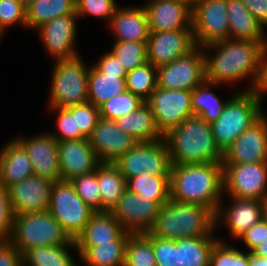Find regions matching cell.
<instances>
[{"label":"cell","instance_id":"cell-3","mask_svg":"<svg viewBox=\"0 0 267 266\" xmlns=\"http://www.w3.org/2000/svg\"><path fill=\"white\" fill-rule=\"evenodd\" d=\"M166 142L172 165L222 163L223 152L217 146L211 124L192 116L169 131Z\"/></svg>","mask_w":267,"mask_h":266},{"label":"cell","instance_id":"cell-24","mask_svg":"<svg viewBox=\"0 0 267 266\" xmlns=\"http://www.w3.org/2000/svg\"><path fill=\"white\" fill-rule=\"evenodd\" d=\"M108 28L114 35V41L147 42L150 32L145 7L119 5L108 23Z\"/></svg>","mask_w":267,"mask_h":266},{"label":"cell","instance_id":"cell-39","mask_svg":"<svg viewBox=\"0 0 267 266\" xmlns=\"http://www.w3.org/2000/svg\"><path fill=\"white\" fill-rule=\"evenodd\" d=\"M144 102L139 96L126 90L99 106L100 118L115 121L134 112Z\"/></svg>","mask_w":267,"mask_h":266},{"label":"cell","instance_id":"cell-41","mask_svg":"<svg viewBox=\"0 0 267 266\" xmlns=\"http://www.w3.org/2000/svg\"><path fill=\"white\" fill-rule=\"evenodd\" d=\"M250 256L251 252L240 251L218 238L210 254L209 266H249Z\"/></svg>","mask_w":267,"mask_h":266},{"label":"cell","instance_id":"cell-30","mask_svg":"<svg viewBox=\"0 0 267 266\" xmlns=\"http://www.w3.org/2000/svg\"><path fill=\"white\" fill-rule=\"evenodd\" d=\"M219 87V84L204 80L200 85L191 91V108L193 116L202 118L208 124L215 122L222 114L227 102L235 95L222 101L214 93L213 87Z\"/></svg>","mask_w":267,"mask_h":266},{"label":"cell","instance_id":"cell-5","mask_svg":"<svg viewBox=\"0 0 267 266\" xmlns=\"http://www.w3.org/2000/svg\"><path fill=\"white\" fill-rule=\"evenodd\" d=\"M264 103L254 91L236 92L227 102L222 114L211 124L215 142L222 152L265 114Z\"/></svg>","mask_w":267,"mask_h":266},{"label":"cell","instance_id":"cell-28","mask_svg":"<svg viewBox=\"0 0 267 266\" xmlns=\"http://www.w3.org/2000/svg\"><path fill=\"white\" fill-rule=\"evenodd\" d=\"M124 231L110 212H95L74 241L76 246H97L116 240Z\"/></svg>","mask_w":267,"mask_h":266},{"label":"cell","instance_id":"cell-17","mask_svg":"<svg viewBox=\"0 0 267 266\" xmlns=\"http://www.w3.org/2000/svg\"><path fill=\"white\" fill-rule=\"evenodd\" d=\"M267 162V116L245 130L223 152L222 164Z\"/></svg>","mask_w":267,"mask_h":266},{"label":"cell","instance_id":"cell-34","mask_svg":"<svg viewBox=\"0 0 267 266\" xmlns=\"http://www.w3.org/2000/svg\"><path fill=\"white\" fill-rule=\"evenodd\" d=\"M75 12V0H34L26 6V26L36 30L56 17Z\"/></svg>","mask_w":267,"mask_h":266},{"label":"cell","instance_id":"cell-45","mask_svg":"<svg viewBox=\"0 0 267 266\" xmlns=\"http://www.w3.org/2000/svg\"><path fill=\"white\" fill-rule=\"evenodd\" d=\"M66 108L75 116L76 131H80L88 138L100 119L99 107L86 102Z\"/></svg>","mask_w":267,"mask_h":266},{"label":"cell","instance_id":"cell-22","mask_svg":"<svg viewBox=\"0 0 267 266\" xmlns=\"http://www.w3.org/2000/svg\"><path fill=\"white\" fill-rule=\"evenodd\" d=\"M88 140L99 160L111 163L138 143L134 137L120 129L115 121L103 118L99 119Z\"/></svg>","mask_w":267,"mask_h":266},{"label":"cell","instance_id":"cell-27","mask_svg":"<svg viewBox=\"0 0 267 266\" xmlns=\"http://www.w3.org/2000/svg\"><path fill=\"white\" fill-rule=\"evenodd\" d=\"M126 230L114 241L97 246H76L83 266H124L125 250L129 236ZM83 263V264H82Z\"/></svg>","mask_w":267,"mask_h":266},{"label":"cell","instance_id":"cell-8","mask_svg":"<svg viewBox=\"0 0 267 266\" xmlns=\"http://www.w3.org/2000/svg\"><path fill=\"white\" fill-rule=\"evenodd\" d=\"M114 164L127 180L142 174L170 176L171 158L164 139L154 142H138Z\"/></svg>","mask_w":267,"mask_h":266},{"label":"cell","instance_id":"cell-49","mask_svg":"<svg viewBox=\"0 0 267 266\" xmlns=\"http://www.w3.org/2000/svg\"><path fill=\"white\" fill-rule=\"evenodd\" d=\"M237 240L242 241L247 251L251 252L255 247L267 240V223L261 219L249 230L242 234Z\"/></svg>","mask_w":267,"mask_h":266},{"label":"cell","instance_id":"cell-16","mask_svg":"<svg viewBox=\"0 0 267 266\" xmlns=\"http://www.w3.org/2000/svg\"><path fill=\"white\" fill-rule=\"evenodd\" d=\"M195 47L192 29L150 32L147 40V60L158 67L188 54Z\"/></svg>","mask_w":267,"mask_h":266},{"label":"cell","instance_id":"cell-40","mask_svg":"<svg viewBox=\"0 0 267 266\" xmlns=\"http://www.w3.org/2000/svg\"><path fill=\"white\" fill-rule=\"evenodd\" d=\"M127 72L148 62L147 42L114 41L110 50Z\"/></svg>","mask_w":267,"mask_h":266},{"label":"cell","instance_id":"cell-12","mask_svg":"<svg viewBox=\"0 0 267 266\" xmlns=\"http://www.w3.org/2000/svg\"><path fill=\"white\" fill-rule=\"evenodd\" d=\"M153 112L158 131L164 137L169 131L193 116L191 91L157 87L145 101Z\"/></svg>","mask_w":267,"mask_h":266},{"label":"cell","instance_id":"cell-21","mask_svg":"<svg viewBox=\"0 0 267 266\" xmlns=\"http://www.w3.org/2000/svg\"><path fill=\"white\" fill-rule=\"evenodd\" d=\"M230 202L222 200L215 214L216 230L225 226L234 240L249 230L262 219L261 201L256 199H239L230 197Z\"/></svg>","mask_w":267,"mask_h":266},{"label":"cell","instance_id":"cell-59","mask_svg":"<svg viewBox=\"0 0 267 266\" xmlns=\"http://www.w3.org/2000/svg\"><path fill=\"white\" fill-rule=\"evenodd\" d=\"M21 3H23L25 6H28L31 2H33L34 0H17Z\"/></svg>","mask_w":267,"mask_h":266},{"label":"cell","instance_id":"cell-23","mask_svg":"<svg viewBox=\"0 0 267 266\" xmlns=\"http://www.w3.org/2000/svg\"><path fill=\"white\" fill-rule=\"evenodd\" d=\"M149 23V32L192 29V9L173 0H147L143 4Z\"/></svg>","mask_w":267,"mask_h":266},{"label":"cell","instance_id":"cell-35","mask_svg":"<svg viewBox=\"0 0 267 266\" xmlns=\"http://www.w3.org/2000/svg\"><path fill=\"white\" fill-rule=\"evenodd\" d=\"M215 235L177 240L179 266H209L211 251L218 241Z\"/></svg>","mask_w":267,"mask_h":266},{"label":"cell","instance_id":"cell-37","mask_svg":"<svg viewBox=\"0 0 267 266\" xmlns=\"http://www.w3.org/2000/svg\"><path fill=\"white\" fill-rule=\"evenodd\" d=\"M126 90L146 101L157 88V67L150 62L127 72Z\"/></svg>","mask_w":267,"mask_h":266},{"label":"cell","instance_id":"cell-56","mask_svg":"<svg viewBox=\"0 0 267 266\" xmlns=\"http://www.w3.org/2000/svg\"><path fill=\"white\" fill-rule=\"evenodd\" d=\"M262 219L267 223V195L261 199Z\"/></svg>","mask_w":267,"mask_h":266},{"label":"cell","instance_id":"cell-14","mask_svg":"<svg viewBox=\"0 0 267 266\" xmlns=\"http://www.w3.org/2000/svg\"><path fill=\"white\" fill-rule=\"evenodd\" d=\"M79 18L76 14L56 17L49 22L44 23L36 33L45 51L48 52L53 61L72 60L80 56L76 49L77 22Z\"/></svg>","mask_w":267,"mask_h":266},{"label":"cell","instance_id":"cell-51","mask_svg":"<svg viewBox=\"0 0 267 266\" xmlns=\"http://www.w3.org/2000/svg\"><path fill=\"white\" fill-rule=\"evenodd\" d=\"M0 266H23L22 253L10 241H0Z\"/></svg>","mask_w":267,"mask_h":266},{"label":"cell","instance_id":"cell-46","mask_svg":"<svg viewBox=\"0 0 267 266\" xmlns=\"http://www.w3.org/2000/svg\"><path fill=\"white\" fill-rule=\"evenodd\" d=\"M156 266H179L177 240L171 241L151 235Z\"/></svg>","mask_w":267,"mask_h":266},{"label":"cell","instance_id":"cell-53","mask_svg":"<svg viewBox=\"0 0 267 266\" xmlns=\"http://www.w3.org/2000/svg\"><path fill=\"white\" fill-rule=\"evenodd\" d=\"M253 91L264 101L267 94V45L260 57V72Z\"/></svg>","mask_w":267,"mask_h":266},{"label":"cell","instance_id":"cell-7","mask_svg":"<svg viewBox=\"0 0 267 266\" xmlns=\"http://www.w3.org/2000/svg\"><path fill=\"white\" fill-rule=\"evenodd\" d=\"M81 57L53 62L48 106L68 107L88 102L90 66Z\"/></svg>","mask_w":267,"mask_h":266},{"label":"cell","instance_id":"cell-19","mask_svg":"<svg viewBox=\"0 0 267 266\" xmlns=\"http://www.w3.org/2000/svg\"><path fill=\"white\" fill-rule=\"evenodd\" d=\"M61 180L71 181L97 170L102 163L88 138L57 141Z\"/></svg>","mask_w":267,"mask_h":266},{"label":"cell","instance_id":"cell-43","mask_svg":"<svg viewBox=\"0 0 267 266\" xmlns=\"http://www.w3.org/2000/svg\"><path fill=\"white\" fill-rule=\"evenodd\" d=\"M48 107V110H52V113L54 112V114H58L56 119L58 130L48 131L57 141L86 138L80 131H76L75 116H73L66 107Z\"/></svg>","mask_w":267,"mask_h":266},{"label":"cell","instance_id":"cell-11","mask_svg":"<svg viewBox=\"0 0 267 266\" xmlns=\"http://www.w3.org/2000/svg\"><path fill=\"white\" fill-rule=\"evenodd\" d=\"M205 80L203 48L196 46L188 54L157 67V87L192 91Z\"/></svg>","mask_w":267,"mask_h":266},{"label":"cell","instance_id":"cell-18","mask_svg":"<svg viewBox=\"0 0 267 266\" xmlns=\"http://www.w3.org/2000/svg\"><path fill=\"white\" fill-rule=\"evenodd\" d=\"M15 138L24 146L35 176L49 178L54 182L61 180L58 144L49 132Z\"/></svg>","mask_w":267,"mask_h":266},{"label":"cell","instance_id":"cell-26","mask_svg":"<svg viewBox=\"0 0 267 266\" xmlns=\"http://www.w3.org/2000/svg\"><path fill=\"white\" fill-rule=\"evenodd\" d=\"M229 38L250 40L267 45L265 29L257 22L241 0H226Z\"/></svg>","mask_w":267,"mask_h":266},{"label":"cell","instance_id":"cell-29","mask_svg":"<svg viewBox=\"0 0 267 266\" xmlns=\"http://www.w3.org/2000/svg\"><path fill=\"white\" fill-rule=\"evenodd\" d=\"M115 123L138 142H154L163 139L155 124L153 112L146 102L134 112L115 120Z\"/></svg>","mask_w":267,"mask_h":266},{"label":"cell","instance_id":"cell-48","mask_svg":"<svg viewBox=\"0 0 267 266\" xmlns=\"http://www.w3.org/2000/svg\"><path fill=\"white\" fill-rule=\"evenodd\" d=\"M15 220L8 188L0 182V241H9Z\"/></svg>","mask_w":267,"mask_h":266},{"label":"cell","instance_id":"cell-13","mask_svg":"<svg viewBox=\"0 0 267 266\" xmlns=\"http://www.w3.org/2000/svg\"><path fill=\"white\" fill-rule=\"evenodd\" d=\"M192 31L199 47L229 39L226 0H199L192 9Z\"/></svg>","mask_w":267,"mask_h":266},{"label":"cell","instance_id":"cell-42","mask_svg":"<svg viewBox=\"0 0 267 266\" xmlns=\"http://www.w3.org/2000/svg\"><path fill=\"white\" fill-rule=\"evenodd\" d=\"M76 193L95 212H101V193L97 182V170L70 181Z\"/></svg>","mask_w":267,"mask_h":266},{"label":"cell","instance_id":"cell-47","mask_svg":"<svg viewBox=\"0 0 267 266\" xmlns=\"http://www.w3.org/2000/svg\"><path fill=\"white\" fill-rule=\"evenodd\" d=\"M0 22L7 29L18 24L26 26V6L17 0H0Z\"/></svg>","mask_w":267,"mask_h":266},{"label":"cell","instance_id":"cell-4","mask_svg":"<svg viewBox=\"0 0 267 266\" xmlns=\"http://www.w3.org/2000/svg\"><path fill=\"white\" fill-rule=\"evenodd\" d=\"M215 213L207 207L169 199L159 211L152 236L176 241L216 233Z\"/></svg>","mask_w":267,"mask_h":266},{"label":"cell","instance_id":"cell-2","mask_svg":"<svg viewBox=\"0 0 267 266\" xmlns=\"http://www.w3.org/2000/svg\"><path fill=\"white\" fill-rule=\"evenodd\" d=\"M222 163L172 165L170 198L202 205L215 214L224 200Z\"/></svg>","mask_w":267,"mask_h":266},{"label":"cell","instance_id":"cell-31","mask_svg":"<svg viewBox=\"0 0 267 266\" xmlns=\"http://www.w3.org/2000/svg\"><path fill=\"white\" fill-rule=\"evenodd\" d=\"M97 182L101 212H110L126 190V179L114 163L102 162L97 168Z\"/></svg>","mask_w":267,"mask_h":266},{"label":"cell","instance_id":"cell-58","mask_svg":"<svg viewBox=\"0 0 267 266\" xmlns=\"http://www.w3.org/2000/svg\"><path fill=\"white\" fill-rule=\"evenodd\" d=\"M5 30H7L3 25L2 23L0 22V42H1V38L3 36V34L5 33ZM1 44V43H0Z\"/></svg>","mask_w":267,"mask_h":266},{"label":"cell","instance_id":"cell-20","mask_svg":"<svg viewBox=\"0 0 267 266\" xmlns=\"http://www.w3.org/2000/svg\"><path fill=\"white\" fill-rule=\"evenodd\" d=\"M54 181L40 176H30L8 186L9 198L15 215L48 211Z\"/></svg>","mask_w":267,"mask_h":266},{"label":"cell","instance_id":"cell-55","mask_svg":"<svg viewBox=\"0 0 267 266\" xmlns=\"http://www.w3.org/2000/svg\"><path fill=\"white\" fill-rule=\"evenodd\" d=\"M254 255L267 258V240L263 243H260L251 251Z\"/></svg>","mask_w":267,"mask_h":266},{"label":"cell","instance_id":"cell-10","mask_svg":"<svg viewBox=\"0 0 267 266\" xmlns=\"http://www.w3.org/2000/svg\"><path fill=\"white\" fill-rule=\"evenodd\" d=\"M222 166L225 197L261 201L267 195V162Z\"/></svg>","mask_w":267,"mask_h":266},{"label":"cell","instance_id":"cell-36","mask_svg":"<svg viewBox=\"0 0 267 266\" xmlns=\"http://www.w3.org/2000/svg\"><path fill=\"white\" fill-rule=\"evenodd\" d=\"M126 189L155 201L160 207L170 199V176L142 174L126 180Z\"/></svg>","mask_w":267,"mask_h":266},{"label":"cell","instance_id":"cell-50","mask_svg":"<svg viewBox=\"0 0 267 266\" xmlns=\"http://www.w3.org/2000/svg\"><path fill=\"white\" fill-rule=\"evenodd\" d=\"M99 72L107 75H127L124 66L119 59L111 52H105L100 59L92 64Z\"/></svg>","mask_w":267,"mask_h":266},{"label":"cell","instance_id":"cell-38","mask_svg":"<svg viewBox=\"0 0 267 266\" xmlns=\"http://www.w3.org/2000/svg\"><path fill=\"white\" fill-rule=\"evenodd\" d=\"M124 266H156L149 232L129 236Z\"/></svg>","mask_w":267,"mask_h":266},{"label":"cell","instance_id":"cell-25","mask_svg":"<svg viewBox=\"0 0 267 266\" xmlns=\"http://www.w3.org/2000/svg\"><path fill=\"white\" fill-rule=\"evenodd\" d=\"M0 182L6 187L34 175L24 146L14 137L0 148Z\"/></svg>","mask_w":267,"mask_h":266},{"label":"cell","instance_id":"cell-15","mask_svg":"<svg viewBox=\"0 0 267 266\" xmlns=\"http://www.w3.org/2000/svg\"><path fill=\"white\" fill-rule=\"evenodd\" d=\"M159 209L155 201L126 189L110 213L127 232L144 234L153 228Z\"/></svg>","mask_w":267,"mask_h":266},{"label":"cell","instance_id":"cell-44","mask_svg":"<svg viewBox=\"0 0 267 266\" xmlns=\"http://www.w3.org/2000/svg\"><path fill=\"white\" fill-rule=\"evenodd\" d=\"M119 7L117 0H75L78 18L94 16L109 23L116 9Z\"/></svg>","mask_w":267,"mask_h":266},{"label":"cell","instance_id":"cell-32","mask_svg":"<svg viewBox=\"0 0 267 266\" xmlns=\"http://www.w3.org/2000/svg\"><path fill=\"white\" fill-rule=\"evenodd\" d=\"M126 75H107L99 72L92 64L88 75V102L99 107L118 94L126 91Z\"/></svg>","mask_w":267,"mask_h":266},{"label":"cell","instance_id":"cell-57","mask_svg":"<svg viewBox=\"0 0 267 266\" xmlns=\"http://www.w3.org/2000/svg\"><path fill=\"white\" fill-rule=\"evenodd\" d=\"M173 1H177V2H180V3H184L186 4L188 7H190L191 9L194 8V6L197 4V2L199 0H173Z\"/></svg>","mask_w":267,"mask_h":266},{"label":"cell","instance_id":"cell-6","mask_svg":"<svg viewBox=\"0 0 267 266\" xmlns=\"http://www.w3.org/2000/svg\"><path fill=\"white\" fill-rule=\"evenodd\" d=\"M9 241L22 254L33 247L76 245L49 211L15 215Z\"/></svg>","mask_w":267,"mask_h":266},{"label":"cell","instance_id":"cell-52","mask_svg":"<svg viewBox=\"0 0 267 266\" xmlns=\"http://www.w3.org/2000/svg\"><path fill=\"white\" fill-rule=\"evenodd\" d=\"M257 22L266 30L267 0H241Z\"/></svg>","mask_w":267,"mask_h":266},{"label":"cell","instance_id":"cell-9","mask_svg":"<svg viewBox=\"0 0 267 266\" xmlns=\"http://www.w3.org/2000/svg\"><path fill=\"white\" fill-rule=\"evenodd\" d=\"M48 211L75 240L95 213L76 193L70 181H55Z\"/></svg>","mask_w":267,"mask_h":266},{"label":"cell","instance_id":"cell-54","mask_svg":"<svg viewBox=\"0 0 267 266\" xmlns=\"http://www.w3.org/2000/svg\"><path fill=\"white\" fill-rule=\"evenodd\" d=\"M249 266H267V258L254 255L251 252Z\"/></svg>","mask_w":267,"mask_h":266},{"label":"cell","instance_id":"cell-1","mask_svg":"<svg viewBox=\"0 0 267 266\" xmlns=\"http://www.w3.org/2000/svg\"><path fill=\"white\" fill-rule=\"evenodd\" d=\"M202 48L206 80L229 85L233 82L239 84V81L249 77L248 80H251L247 89L238 92L253 91L259 77L260 57L264 48L261 43L229 38Z\"/></svg>","mask_w":267,"mask_h":266},{"label":"cell","instance_id":"cell-33","mask_svg":"<svg viewBox=\"0 0 267 266\" xmlns=\"http://www.w3.org/2000/svg\"><path fill=\"white\" fill-rule=\"evenodd\" d=\"M69 249L78 252L76 245L33 247L22 254L23 266H80Z\"/></svg>","mask_w":267,"mask_h":266}]
</instances>
